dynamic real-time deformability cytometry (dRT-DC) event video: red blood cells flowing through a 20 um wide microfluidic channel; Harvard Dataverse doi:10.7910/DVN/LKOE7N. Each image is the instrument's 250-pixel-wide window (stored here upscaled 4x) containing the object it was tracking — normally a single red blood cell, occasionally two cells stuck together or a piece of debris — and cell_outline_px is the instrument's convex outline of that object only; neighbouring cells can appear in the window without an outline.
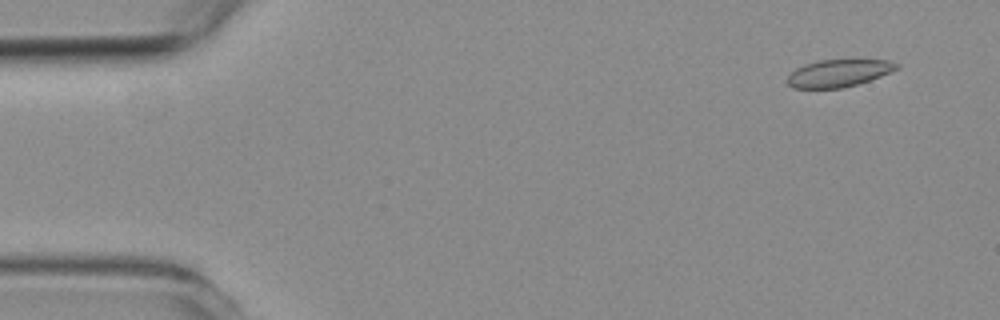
{"species": "common noctule bat (a hibernating species)", "species_latin": "Nyctalus noctula", "temperature_condition": "room temperature", "stored_images_in_passage": 5, "camera_frame_rate_fps": 3000, "um_per_image_px": 0.085, "animal": {"sex": "female", "body_mass_g": 19.3, "forearm_length_mm": 54.1}, "frame": {"image": 1, "passage_image": 2, "time_ms": 1.0, "image_size_px": [1000, 320], "cell_outline_px": [[900, 68], [880, 76], [844, 88], [792, 88], [784, 80], [796, 68], [804, 64], [816, 60], [888, 60], [900, 64]], "centroid_in_image_um": [71.25, 6.21], "position_along_channel_um": 13.7, "area_um2": 17.46}}
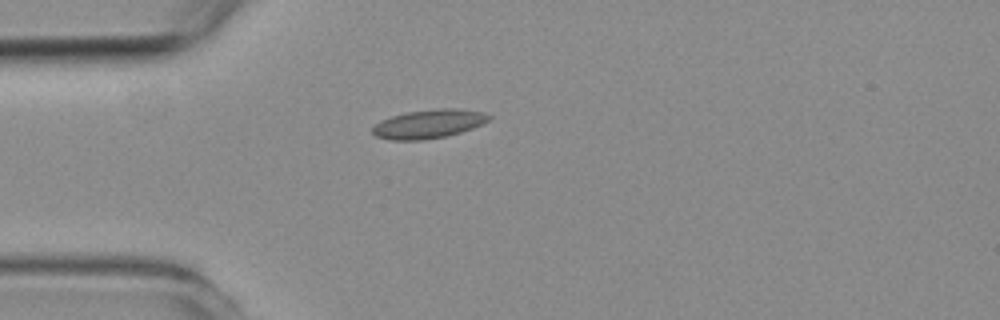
{"frame": {"image": 2, "passage_image": 5, "time_ms": 4.667, "image_size_px": [1000, 320], "cell_outline_px": [[492, 120], [472, 128], [448, 136], [424, 140], [388, 140], [376, 136], [372, 132], [372, 128], [380, 120], [392, 116], [408, 112], [440, 108], [456, 108], [484, 112], [492, 116]], "centroid_in_image_um": [36.47, 10.53], "position_along_channel_um": 48.5, "area_um2": 19.65}}